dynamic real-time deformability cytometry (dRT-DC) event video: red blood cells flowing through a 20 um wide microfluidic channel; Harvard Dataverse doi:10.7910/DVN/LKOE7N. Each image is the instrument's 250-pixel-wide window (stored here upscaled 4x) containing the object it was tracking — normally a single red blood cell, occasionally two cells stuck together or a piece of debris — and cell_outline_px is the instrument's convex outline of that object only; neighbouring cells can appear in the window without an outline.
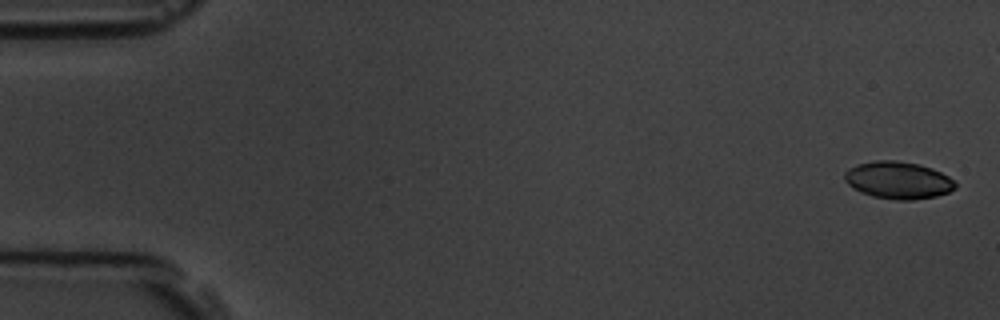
{"species": "common noctule bat (a hibernating species)", "species_latin": "Nyctalus noctula", "temperature_condition": "room temperature", "stored_images_in_passage": 5, "camera_frame_rate_fps": 3000, "um_per_image_px": 0.085, "animal": {"sex": "male", "body_mass_g": 19.5, "forearm_length_mm": 54.6}, "frame": {"image": 1, "passage_image": 1, "time_ms": 0.0, "image_size_px": [1000, 320], "cell_outline_px": [[956, 188], [948, 192], [936, 196], [912, 200], [896, 200], [872, 196], [860, 192], [852, 188], [844, 180], [844, 172], [848, 168], [872, 160], [896, 160], [920, 164], [932, 168], [948, 176], [956, 184]], "centroid_in_image_um": [76.32, 15.31], "position_along_channel_um": 8.7, "area_um2": 24.16}}